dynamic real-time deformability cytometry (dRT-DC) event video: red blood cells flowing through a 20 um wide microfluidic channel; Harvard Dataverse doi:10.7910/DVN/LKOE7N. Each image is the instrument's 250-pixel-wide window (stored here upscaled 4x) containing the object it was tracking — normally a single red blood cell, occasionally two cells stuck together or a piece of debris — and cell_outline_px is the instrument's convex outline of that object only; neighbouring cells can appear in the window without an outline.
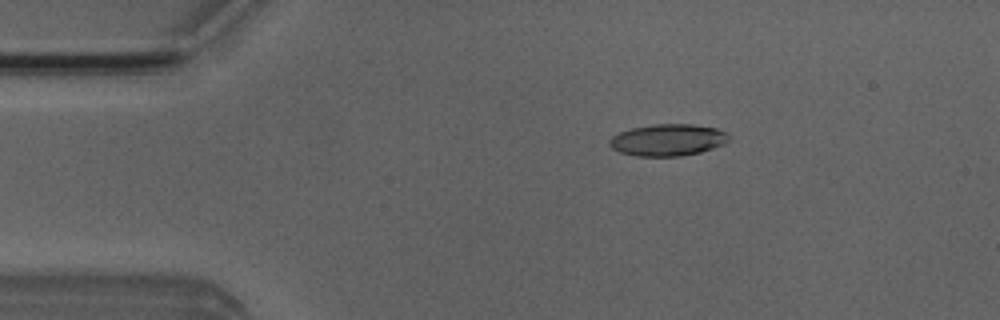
{"species": "Egyptian fruit bat (a non-hibernating species)", "species_latin": "Rousettus aegyptiacus", "temperature_condition": "room temperature", "stored_images_in_passage": 4, "camera_frame_rate_fps": 3000, "um_per_image_px": 0.085, "animal": {"sex": "male"}, "frame": {"image": 1, "passage_image": 2, "time_ms": 1.0, "image_size_px": [1000, 320], "cell_outline_px": [[728, 140], [724, 144], [700, 152], [680, 156], [636, 156], [620, 152], [612, 148], [608, 144], [608, 140], [612, 136], [620, 132], [632, 128], [656, 124], [692, 124], [716, 128], [724, 132], [728, 136]], "centroid_in_image_um": [56.73, 11.9], "position_along_channel_um": 28.3, "area_um2": 21.96}}